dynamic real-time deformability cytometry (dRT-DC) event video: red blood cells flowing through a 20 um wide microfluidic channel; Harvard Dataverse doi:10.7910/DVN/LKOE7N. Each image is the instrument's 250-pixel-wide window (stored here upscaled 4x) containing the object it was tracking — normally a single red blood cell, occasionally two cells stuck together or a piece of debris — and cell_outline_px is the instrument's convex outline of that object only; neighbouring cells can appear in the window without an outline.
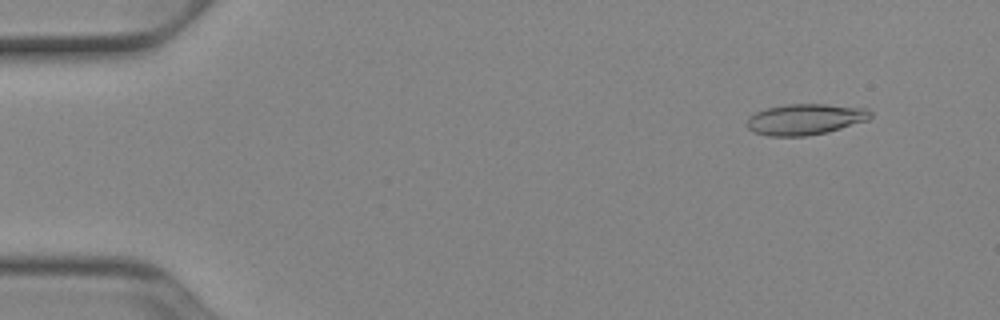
{"species": "Egyptian fruit bat (a non-hibernating species)", "species_latin": "Rousettus aegyptiacus", "temperature_condition": "cold", "stored_images_in_passage": 52, "camera_frame_rate_fps": 3000, "um_per_image_px": 0.085, "animal": {"sex": "female"}, "frame": {"image": 1, "passage_image": 5, "time_ms": 1.333, "image_size_px": [1000, 320], "cell_outline_px": [[872, 116], [868, 120], [828, 132], [808, 136], [768, 136], [756, 132], [748, 128], [748, 116], [764, 108], [784, 104], [824, 104], [868, 108], [872, 112]], "centroid_in_image_um": [68.46, 10.13], "position_along_channel_um": 16.5, "area_um2": 22.43}}
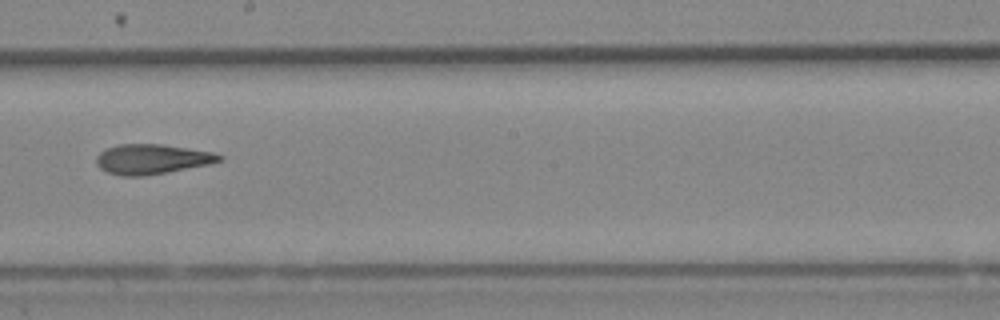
{"frame": {"image": 2, "passage_image": 30, "time_ms": 9.667, "image_size_px": [1000, 320], "cell_outline_px": [[224, 156], [220, 160], [208, 164], [168, 172], [144, 176], [120, 176], [108, 172], [100, 168], [96, 164], [96, 156], [104, 148], [120, 144], [160, 144], [188, 148], [212, 152]], "centroid_in_image_um": [12.86, 13.52], "position_along_channel_um": 235.3, "area_um2": 21.39}}
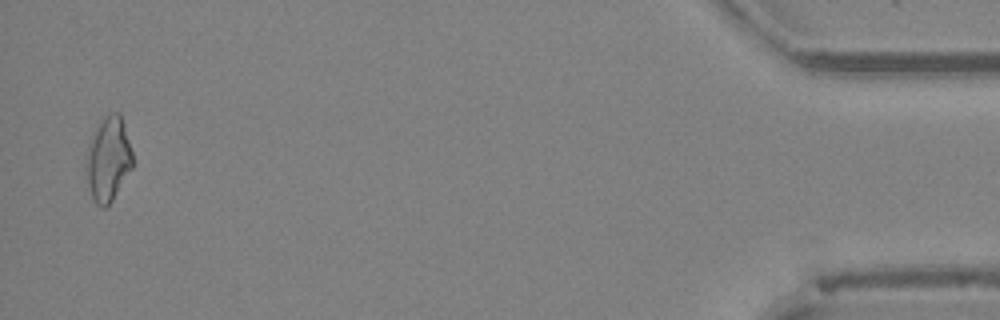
{"frame": {"image": 3, "passage_image": 51, "time_ms": 16.667, "image_size_px": [1000, 320], "cell_outline_px": [[132, 168], [112, 200], [104, 208], [100, 208], [92, 200], [84, 168], [88, 148], [96, 128], [100, 120], [104, 116], [112, 112], [120, 112], [132, 152]], "centroid_in_image_um": [9.18, 13.54], "position_along_channel_um": 426.0, "area_um2": 22.77}, "authors_computed_cell_mechanics": {"area_um2": 21.675, "velocity_mm_per_s": 3.9118, "shape_relaxation_time_tau1_ms": null, "shape_relaxation_time_tau2_ms": 4.7426, "deformation_change_tau1": null, "deformation_change_tau2": 0.1504}}